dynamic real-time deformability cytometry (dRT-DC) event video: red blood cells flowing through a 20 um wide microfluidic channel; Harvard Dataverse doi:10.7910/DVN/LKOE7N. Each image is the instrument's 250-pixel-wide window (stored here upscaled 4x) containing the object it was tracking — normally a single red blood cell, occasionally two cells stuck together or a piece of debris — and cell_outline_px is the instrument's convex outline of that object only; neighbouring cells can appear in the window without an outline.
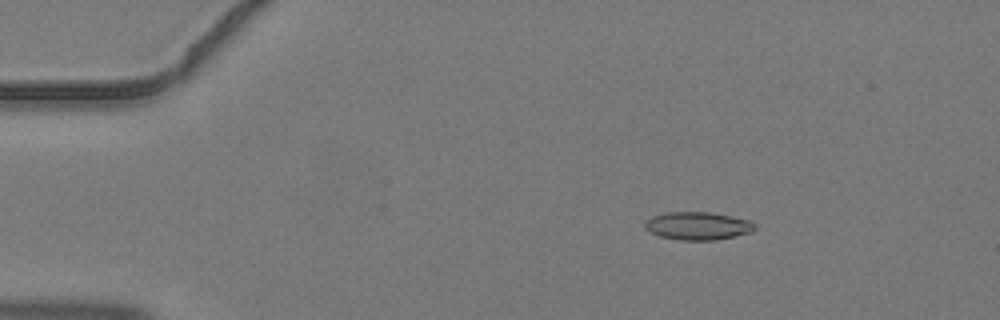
{"species": "common noctule bat (a hibernating species)", "species_latin": "Nyctalus noctula", "temperature_condition": "warm", "stored_images_in_passage": 4, "camera_frame_rate_fps": 3000, "um_per_image_px": 0.085, "animal": {"sex": "male", "body_mass_g": 19.2, "forearm_length_mm": 51.8}, "frame": {"image": 1, "passage_image": 2, "time_ms": 0.333, "image_size_px": [1000, 320], "cell_outline_px": [[756, 228], [752, 232], [716, 240], [680, 240], [660, 236], [644, 228], [644, 224], [652, 216], [668, 212], [708, 212], [748, 220]], "centroid_in_image_um": [59.29, 19.2], "position_along_channel_um": 25.7, "area_um2": 17.57}}
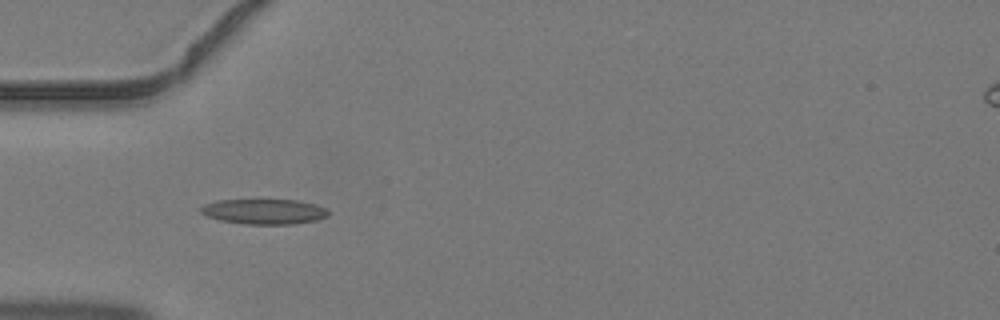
{"frame": {"image": 2, "passage_image": 4, "time_ms": 1.0, "image_size_px": [1000, 320], "cell_outline_px": [[328, 216], [316, 220], [292, 224], [244, 224], [220, 220], [204, 216], [200, 212], [200, 208], [204, 204], [216, 200], [296, 200], [316, 204], [324, 208], [328, 212]], "centroid_in_image_um": [22.4, 17.98], "position_along_channel_um": 62.6, "area_um2": 18.73}}